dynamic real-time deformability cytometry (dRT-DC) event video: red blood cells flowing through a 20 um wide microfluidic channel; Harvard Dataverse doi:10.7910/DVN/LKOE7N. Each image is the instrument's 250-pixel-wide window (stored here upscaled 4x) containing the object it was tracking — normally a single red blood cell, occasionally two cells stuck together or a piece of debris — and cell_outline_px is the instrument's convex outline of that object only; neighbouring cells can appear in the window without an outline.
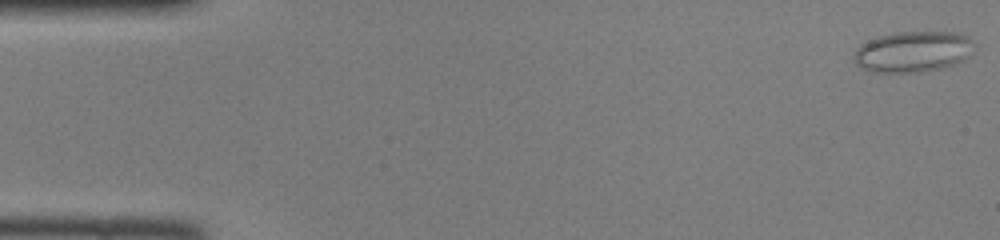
{"species": "common noctule bat (a hibernating species)", "species_latin": "Nyctalus noctula", "temperature_condition": "room temperature", "stored_images_in_passage": 46, "camera_frame_rate_fps": 3000, "um_per_image_px": 0.085, "animal": {"sex": "female", "body_mass_g": 22.0, "forearm_length_mm": 56.7}, "frame": {"image": 1, "passage_image": 1, "time_ms": 0.0, "image_size_px": [1000, 240], "cell_outline_px": [[968, 56], [964, 60], [956, 64], [940, 68], [916, 72], [876, 72], [864, 68], [856, 64], [852, 56], [856, 48], [860, 44], [868, 40], [880, 36], [896, 32], [956, 32], [968, 36]], "centroid_in_image_um": [77.51, 4.39], "position_along_channel_um": 7.5, "area_um2": 28.15}}
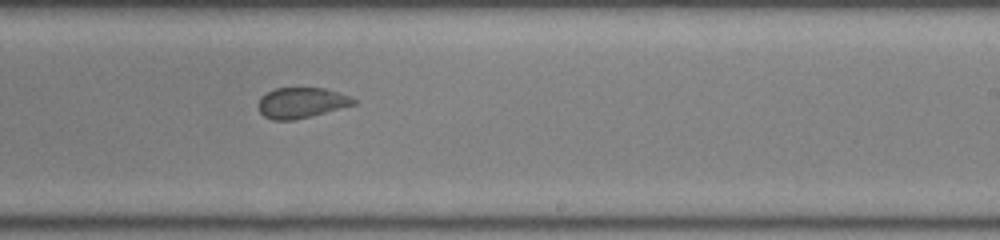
{"frame": {"image": 2, "passage_image": 28, "time_ms": 9.0, "image_size_px": [1000, 240], "cell_outline_px": [[356, 104], [292, 120], [272, 120], [264, 116], [260, 112], [256, 104], [260, 96], [276, 88], [324, 88], [352, 96], [356, 100]], "centroid_in_image_um": [25.58, 8.72], "position_along_channel_um": 263.4, "area_um2": 16.88}}
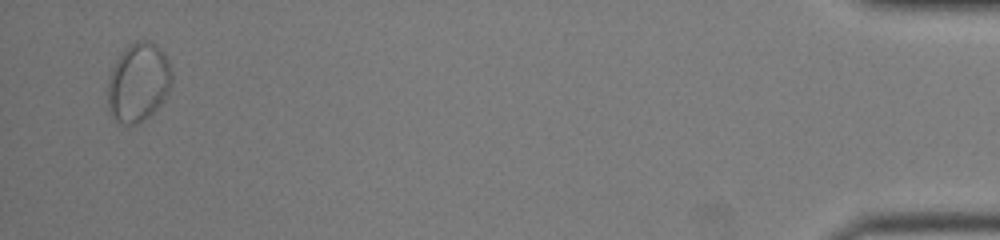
{"frame": {"image": 3, "passage_image": 45, "time_ms": 14.667, "image_size_px": [1000, 240], "cell_outline_px": [[172, 76], [168, 88], [160, 104], [148, 116], [136, 124], [128, 124], [116, 120], [112, 116], [108, 108], [108, 80], [112, 68], [116, 60], [128, 44], [136, 40], [148, 40], [168, 60], [172, 72]], "centroid_in_image_um": [11.72, 6.99], "position_along_channel_um": 423.5, "area_um2": 28.73}}